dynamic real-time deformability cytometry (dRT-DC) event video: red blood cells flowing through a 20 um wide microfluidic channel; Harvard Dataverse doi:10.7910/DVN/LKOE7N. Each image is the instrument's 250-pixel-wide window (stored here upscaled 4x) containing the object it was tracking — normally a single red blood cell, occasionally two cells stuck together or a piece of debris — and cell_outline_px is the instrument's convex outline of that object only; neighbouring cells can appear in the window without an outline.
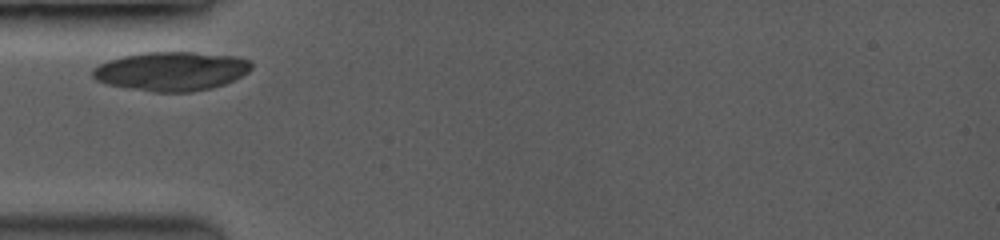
{"species": "common noctule bat (a hibernating species)", "species_latin": "Nyctalus noctula", "temperature_condition": "room temperature", "stored_images_in_passage": 38, "camera_frame_rate_fps": 3500, "um_per_image_px": 0.085, "animal": {"sex": "female", "body_mass_g": 19.0, "forearm_length_mm": 53.3}, "frame": {"image": 1, "passage_image": 1, "time_ms": 0.0, "image_size_px": [1000, 240], "cell_outline_px": [[252, 68], [248, 72], [224, 84], [208, 88], [188, 92], [156, 92], [108, 84], [96, 80], [92, 76], [92, 68], [108, 60], [124, 56], [144, 52], [192, 52], [236, 56], [248, 60], [252, 64]], "centroid_in_image_um": [14.55, 6.04], "position_along_channel_um": 70.4, "area_um2": 35.72}}